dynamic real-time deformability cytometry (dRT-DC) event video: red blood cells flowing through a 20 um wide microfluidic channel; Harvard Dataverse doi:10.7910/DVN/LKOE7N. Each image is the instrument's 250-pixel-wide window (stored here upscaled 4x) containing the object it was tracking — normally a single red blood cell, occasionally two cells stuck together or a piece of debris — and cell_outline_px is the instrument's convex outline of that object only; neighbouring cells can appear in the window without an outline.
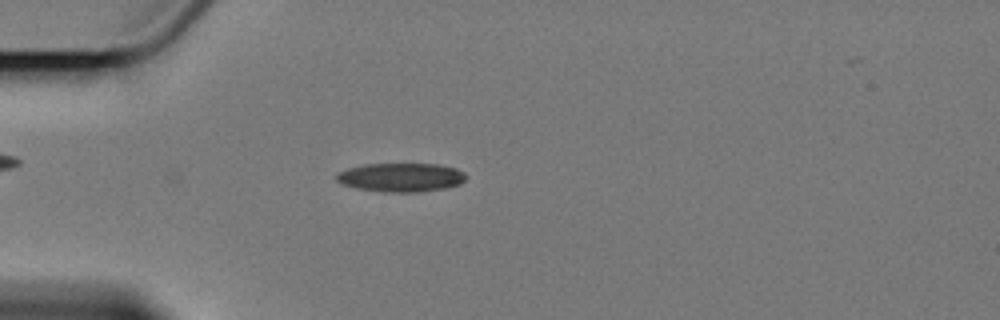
{"species": "Egyptian fruit bat (a non-hibernating species)", "species_latin": "Rousettus aegyptiacus", "temperature_condition": "cold", "stored_images_in_passage": 2, "camera_frame_rate_fps": 3000, "um_per_image_px": 0.085, "animal": {"sex": "female"}, "frame": {"image": 1, "passage_image": 2, "time_ms": 1.333, "image_size_px": [1000, 320], "cell_outline_px": [[468, 176], [460, 184], [444, 188], [416, 192], [392, 192], [356, 188], [340, 184], [336, 180], [336, 172], [348, 168], [364, 164], [436, 164], [456, 168], [464, 172]], "centroid_in_image_um": [34.06, 15.07], "position_along_channel_um": 50.9, "area_um2": 21.73}}